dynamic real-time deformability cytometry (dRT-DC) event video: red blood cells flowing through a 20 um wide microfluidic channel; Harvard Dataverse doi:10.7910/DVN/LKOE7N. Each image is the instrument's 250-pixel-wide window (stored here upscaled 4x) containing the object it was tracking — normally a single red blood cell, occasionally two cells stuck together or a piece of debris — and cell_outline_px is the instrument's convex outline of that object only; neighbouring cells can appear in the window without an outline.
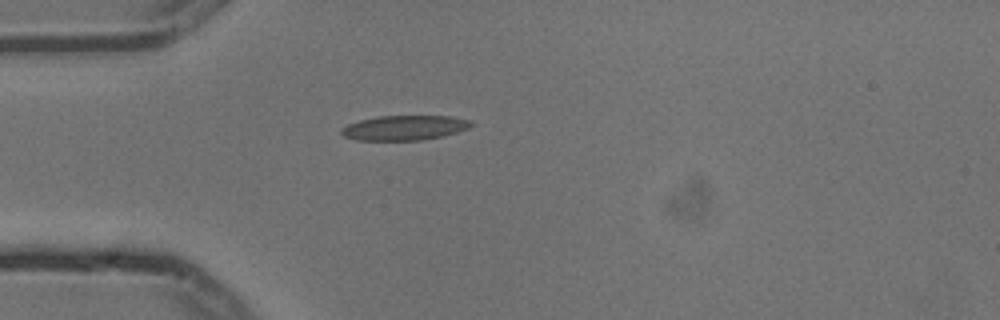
{"species": "common noctule bat (a hibernating species)", "species_latin": "Nyctalus noctula", "temperature_condition": "cold", "stored_images_in_passage": 1, "camera_frame_rate_fps": 3000, "um_per_image_px": 0.085, "animal": {"sex": "male", "body_mass_g": 13.3}, "frame": {"image": 1, "passage_image": 1, "time_ms": 0.0, "image_size_px": [1000, 320], "cell_outline_px": [[472, 124], [468, 128], [444, 136], [420, 140], [356, 140], [344, 136], [340, 132], [340, 128], [348, 124], [360, 120], [376, 116], [452, 116], [472, 120]], "centroid_in_image_um": [34.37, 10.85], "position_along_channel_um": 50.6, "area_um2": 18.79}}